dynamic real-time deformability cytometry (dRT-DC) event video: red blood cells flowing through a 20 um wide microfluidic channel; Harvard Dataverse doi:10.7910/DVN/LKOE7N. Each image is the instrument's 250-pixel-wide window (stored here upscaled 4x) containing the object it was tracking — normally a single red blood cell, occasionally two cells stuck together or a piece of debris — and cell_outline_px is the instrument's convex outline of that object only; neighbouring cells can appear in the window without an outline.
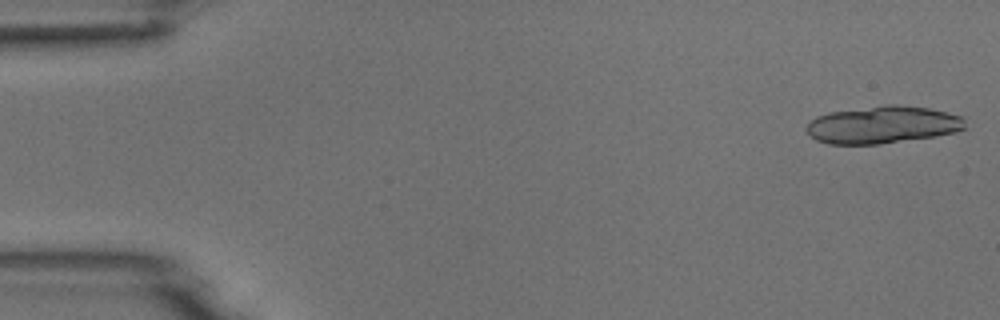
{"species": "common noctule bat (a hibernating species)", "species_latin": "Nyctalus noctula", "temperature_condition": "room temperature", "stored_images_in_passage": 14, "camera_frame_rate_fps": 3000, "um_per_image_px": 0.085, "animal": {"sex": "male", "body_mass_g": 18.8}, "frame": {"image": 1, "passage_image": 1, "time_ms": 0.0, "image_size_px": [1000, 320], "cell_outline_px": [[964, 128], [956, 132], [936, 136], [880, 144], [828, 144], [816, 140], [804, 128], [808, 120], [816, 116], [828, 112], [888, 104], [900, 104], [928, 108], [948, 112], [964, 116]], "centroid_in_image_um": [75.01, 10.6], "position_along_channel_um": 10.0, "area_um2": 34.91}}